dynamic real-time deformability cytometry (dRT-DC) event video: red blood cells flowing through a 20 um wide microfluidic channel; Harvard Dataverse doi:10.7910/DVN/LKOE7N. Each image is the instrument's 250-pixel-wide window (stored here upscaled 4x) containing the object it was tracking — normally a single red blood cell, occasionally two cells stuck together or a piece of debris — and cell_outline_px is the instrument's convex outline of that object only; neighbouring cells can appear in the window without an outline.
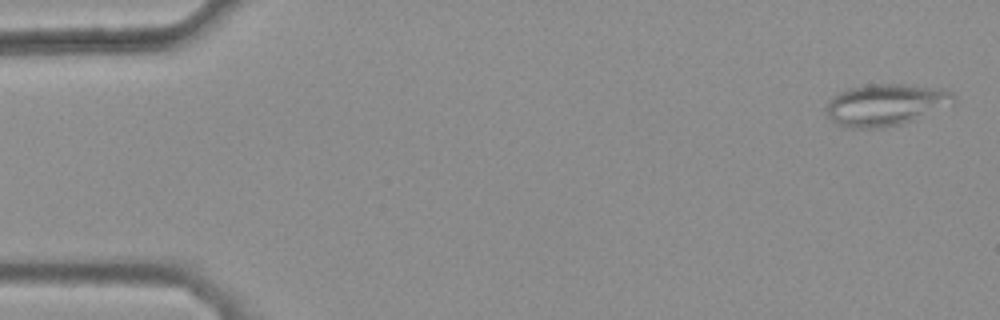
{"species": "common noctule bat (a hibernating species)", "species_latin": "Nyctalus noctula", "temperature_condition": "warm", "stored_images_in_passage": 46, "camera_frame_rate_fps": 3000, "um_per_image_px": 0.085, "animal": {"sex": "female", "body_mass_g": 25.1}, "frame": {"image": 1, "passage_image": 2, "time_ms": 0.333, "image_size_px": [1000, 320], "cell_outline_px": [[956, 104], [916, 120], [904, 124], [880, 128], [848, 128], [836, 124], [828, 116], [824, 108], [828, 100], [840, 92], [852, 88], [868, 84], [904, 84], [940, 88], [952, 92], [956, 96]], "centroid_in_image_um": [75.34, 8.92], "position_along_channel_um": 9.7, "area_um2": 31.67}}
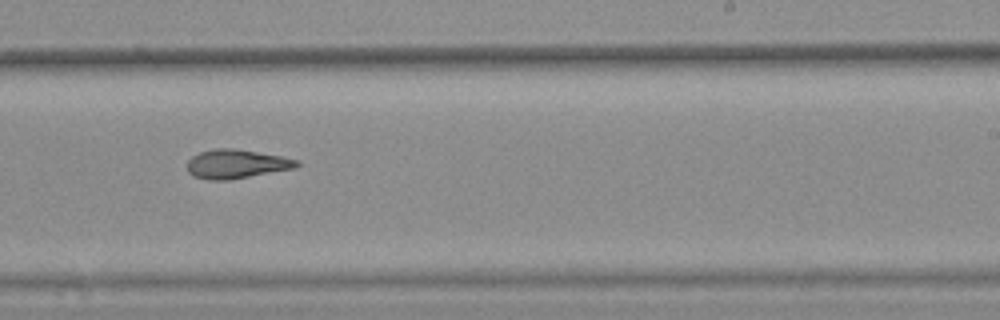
{"frame": {"image": 2, "passage_image": 32, "time_ms": 10.333, "image_size_px": [1000, 320], "cell_outline_px": [[300, 164], [296, 168], [228, 180], [208, 180], [192, 176], [188, 172], [188, 160], [192, 156], [200, 152], [216, 148], [232, 148], [280, 156], [300, 160]], "centroid_in_image_um": [20.09, 13.94], "position_along_channel_um": 268.9, "area_um2": 18.44}}
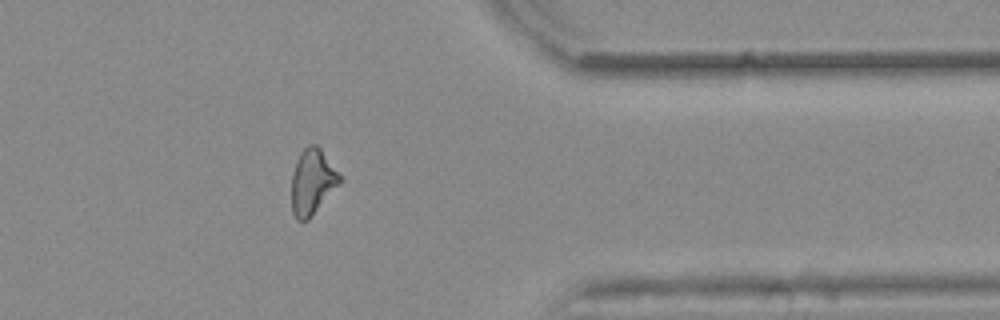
{"frame": {"image": 3, "passage_image": 42, "time_ms": 13.667, "image_size_px": [1000, 320], "cell_outline_px": [[340, 180], [308, 220], [296, 220], [292, 212], [292, 172], [296, 160], [300, 152], [308, 144], [316, 144], [320, 148], [340, 176]], "centroid_in_image_um": [26.48, 15.43], "position_along_channel_um": 384.9, "area_um2": 17.74}, "authors_computed_cell_mechanics": {"area_um2": 18.5827, "velocity_mm_per_s": 3.9061, "shape_relaxation_time_tau1_ms": null, "shape_relaxation_time_tau2_ms": 7.4929, "deformation_change_tau1": null, "deformation_change_tau2": 0.2023}}